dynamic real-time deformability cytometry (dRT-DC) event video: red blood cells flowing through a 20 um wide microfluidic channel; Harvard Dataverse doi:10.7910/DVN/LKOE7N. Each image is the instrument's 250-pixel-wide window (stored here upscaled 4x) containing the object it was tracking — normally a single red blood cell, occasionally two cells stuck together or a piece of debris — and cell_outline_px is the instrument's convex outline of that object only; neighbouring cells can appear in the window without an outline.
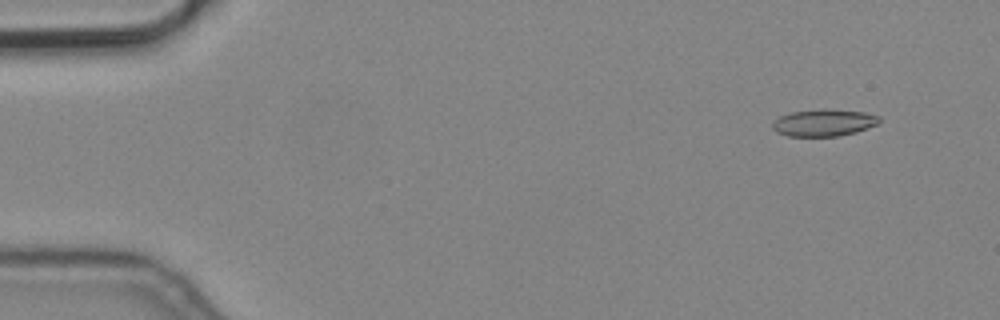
{"species": "common noctule bat (a hibernating species)", "species_latin": "Nyctalus noctula", "temperature_condition": "cold", "stored_images_in_passage": 8, "camera_frame_rate_fps": 3000, "um_per_image_px": 0.085, "animal": {"sex": "male", "body_mass_g": 19.2, "forearm_length_mm": 51.8}, "frame": {"image": 1, "passage_image": 1, "time_ms": 0.0, "image_size_px": [1000, 320], "cell_outline_px": [[880, 124], [856, 132], [840, 136], [788, 136], [776, 132], [772, 128], [772, 124], [780, 116], [792, 112], [820, 108], [828, 108], [864, 112], [880, 116]], "centroid_in_image_um": [70.06, 10.42], "position_along_channel_um": 14.9, "area_um2": 17.05}}
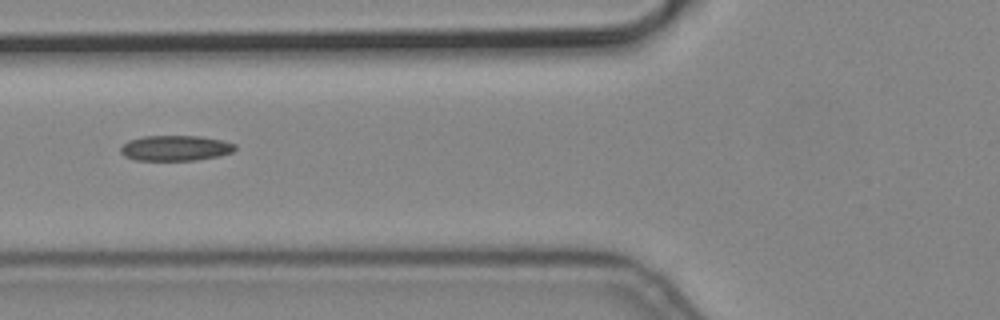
{"frame": {"image": 2, "passage_image": 6, "time_ms": 1.667, "image_size_px": [1000, 320], "cell_outline_px": [[236, 148], [232, 152], [220, 156], [196, 160], [136, 160], [124, 156], [120, 152], [120, 148], [128, 140], [144, 136], [200, 136], [220, 140], [236, 144]], "centroid_in_image_um": [14.91, 12.59], "position_along_channel_um": 110.9, "area_um2": 16.94}}
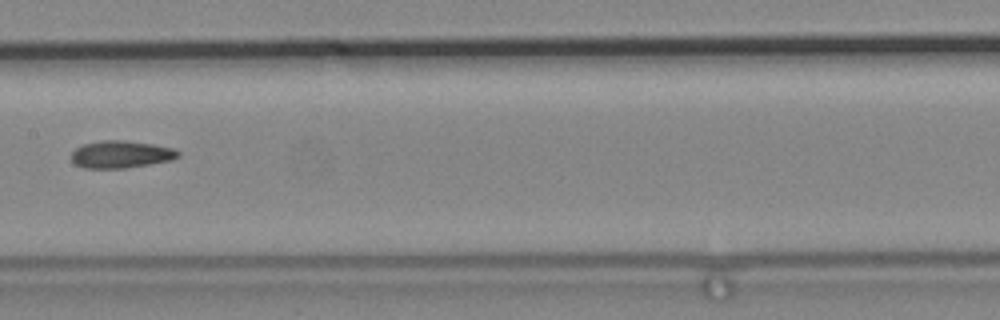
{"frame": {"image": 3, "passage_image": 8, "time_ms": 2.333, "image_size_px": [1000, 320], "cell_outline_px": [[180, 156], [172, 160], [124, 168], [84, 168], [76, 164], [72, 160], [72, 152], [76, 148], [84, 144], [104, 140], [120, 140], [152, 144], [172, 148], [180, 152]], "centroid_in_image_um": [10.29, 13.12], "position_along_channel_um": 197.1, "area_um2": 16.76}}